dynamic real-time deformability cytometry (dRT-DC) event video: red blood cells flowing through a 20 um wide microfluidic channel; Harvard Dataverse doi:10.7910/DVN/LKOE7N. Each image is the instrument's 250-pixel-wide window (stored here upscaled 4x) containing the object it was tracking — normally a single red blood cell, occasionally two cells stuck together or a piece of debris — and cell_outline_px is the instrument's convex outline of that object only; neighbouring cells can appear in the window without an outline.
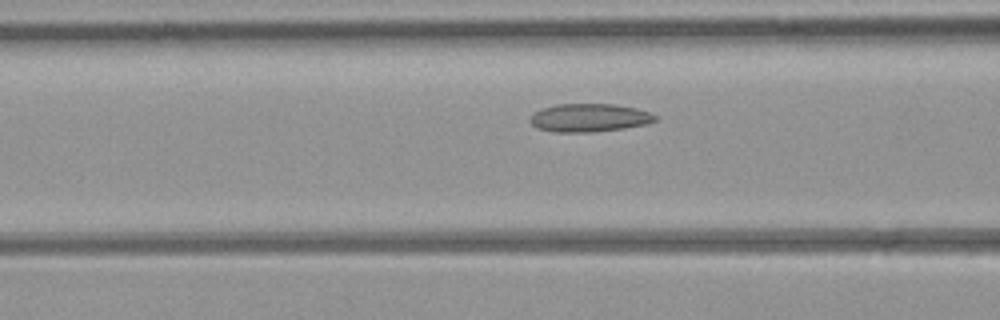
{"species": "common noctule bat (a hibernating species)", "species_latin": "Nyctalus noctula", "temperature_condition": "room temperature", "stored_images_in_passage": 6, "camera_frame_rate_fps": 3000, "um_per_image_px": 0.085, "animal": {"sex": "female", "body_mass_g": 21.9}, "frame": {"image": 1, "passage_image": 6, "time_ms": 6.667, "image_size_px": [1000, 320], "cell_outline_px": [[656, 120], [648, 124], [620, 128], [588, 132], [556, 132], [536, 128], [528, 120], [540, 108], [556, 104], [616, 104], [636, 108], [648, 112], [656, 116]], "centroid_in_image_um": [50.06, 10.0], "position_along_channel_um": 116.5, "area_um2": 20.4}}